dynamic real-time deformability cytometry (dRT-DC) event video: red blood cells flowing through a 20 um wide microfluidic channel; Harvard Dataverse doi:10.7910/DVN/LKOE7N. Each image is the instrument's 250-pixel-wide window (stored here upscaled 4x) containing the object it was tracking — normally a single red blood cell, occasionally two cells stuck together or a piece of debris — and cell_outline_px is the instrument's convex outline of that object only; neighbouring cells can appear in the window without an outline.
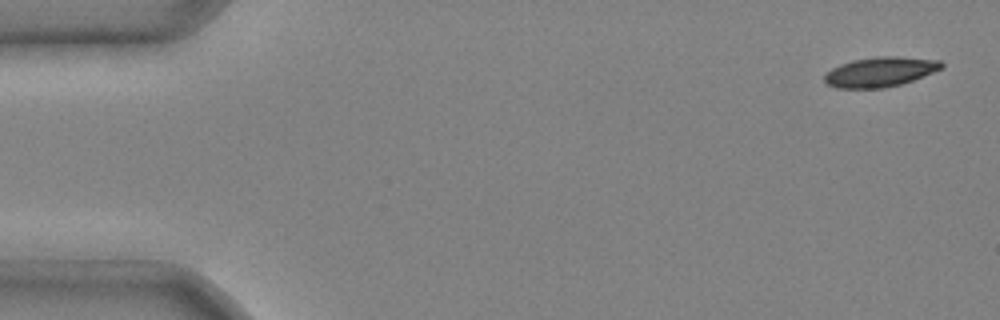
{"species": "common noctule bat (a hibernating species)", "species_latin": "Nyctalus noctula", "temperature_condition": "cold", "stored_images_in_passage": 4, "camera_frame_rate_fps": 3000, "um_per_image_px": 0.085, "animal": {"sex": "male", "body_mass_g": 20.4}, "frame": {"image": 1, "passage_image": 1, "time_ms": 0.0, "image_size_px": [1000, 320], "cell_outline_px": [[944, 68], [912, 80], [900, 84], [884, 88], [836, 88], [828, 84], [824, 80], [824, 76], [832, 68], [840, 64], [852, 60], [880, 56], [896, 56], [940, 60], [944, 64]], "centroid_in_image_um": [74.83, 6.1], "position_along_channel_um": 10.2, "area_um2": 20.23}}
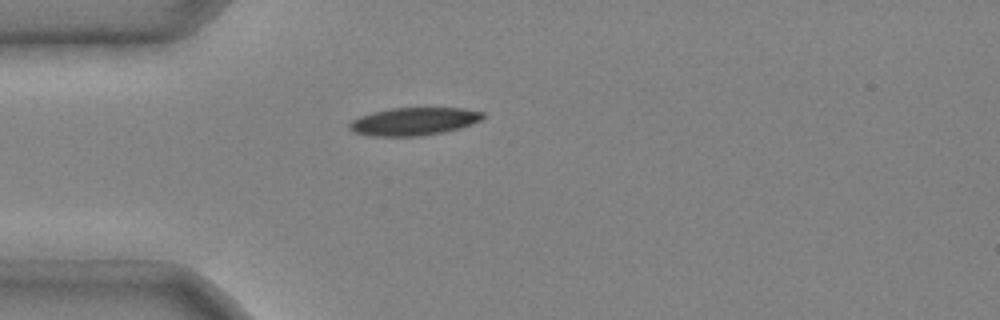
{"frame": {"image": 2, "passage_image": 4, "time_ms": 1.0, "image_size_px": [1000, 320], "cell_outline_px": [[484, 116], [480, 120], [472, 124], [460, 128], [444, 132], [424, 136], [372, 136], [356, 132], [348, 128], [348, 124], [352, 120], [360, 116], [372, 112], [392, 108], [464, 108], [484, 112]], "centroid_in_image_um": [35.19, 10.32], "position_along_channel_um": 49.8, "area_um2": 21.68}}